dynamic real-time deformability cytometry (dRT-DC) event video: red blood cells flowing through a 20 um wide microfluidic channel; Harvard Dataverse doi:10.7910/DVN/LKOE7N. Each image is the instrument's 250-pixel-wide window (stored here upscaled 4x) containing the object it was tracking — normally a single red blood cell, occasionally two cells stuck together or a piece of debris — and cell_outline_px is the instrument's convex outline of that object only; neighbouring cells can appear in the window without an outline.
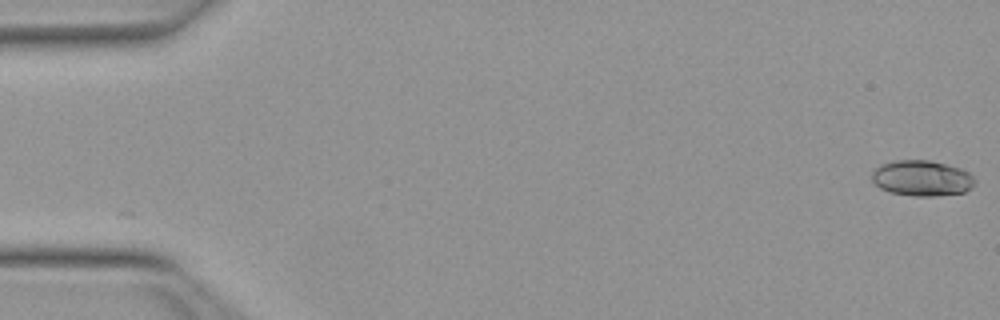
{"species": "Egyptian fruit bat (a non-hibernating species)", "species_latin": "Rousettus aegyptiacus", "temperature_condition": "warm", "stored_images_in_passage": 52, "camera_frame_rate_fps": 3000, "um_per_image_px": 0.085, "animal": {"sex": "female"}, "frame": {"image": 1, "passage_image": 1, "time_ms": 0.0, "image_size_px": [1000, 320], "cell_outline_px": [[968, 188], [964, 192], [892, 192], [876, 184], [872, 176], [880, 168], [888, 164], [904, 160], [924, 160], [956, 168], [964, 172], [968, 176]], "centroid_in_image_um": [78.27, 15.08], "position_along_channel_um": 6.7, "area_um2": 18.15}}
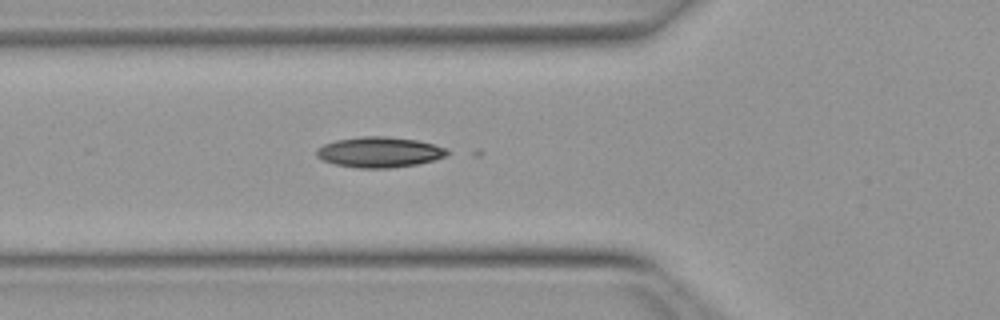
{"frame": {"image": 2, "passage_image": 19, "time_ms": 6.0, "image_size_px": [1000, 320], "cell_outline_px": [[448, 152], [444, 156], [432, 160], [412, 164], [380, 168], [368, 168], [340, 164], [324, 160], [316, 152], [320, 148], [328, 144], [340, 140], [412, 140], [432, 144], [444, 148]], "centroid_in_image_um": [32.3, 12.99], "position_along_channel_um": 93.5, "area_um2": 20.4}}
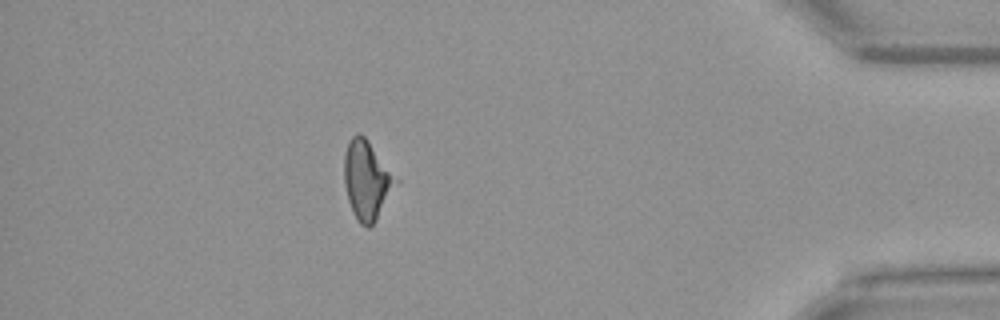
{"frame": {"image": 3, "passage_image": 46, "time_ms": 15.0, "image_size_px": [1000, 320], "cell_outline_px": [[388, 184], [376, 216], [372, 224], [364, 224], [356, 216], [352, 208], [348, 196], [344, 180], [344, 156], [348, 144], [352, 136], [364, 136], [388, 176]], "centroid_in_image_um": [30.94, 15.25], "position_along_channel_um": 404.3, "area_um2": 19.54}, "authors_computed_cell_mechanics": {"area_um2": 19.6809, "velocity_mm_per_s": 3.9766, "shape_relaxation_time_tau1_ms": 10.5063, "shape_relaxation_time_tau2_ms": 4.2811, "deformation_change_tau1": 0.2489, "deformation_change_tau2": 0.0906}}